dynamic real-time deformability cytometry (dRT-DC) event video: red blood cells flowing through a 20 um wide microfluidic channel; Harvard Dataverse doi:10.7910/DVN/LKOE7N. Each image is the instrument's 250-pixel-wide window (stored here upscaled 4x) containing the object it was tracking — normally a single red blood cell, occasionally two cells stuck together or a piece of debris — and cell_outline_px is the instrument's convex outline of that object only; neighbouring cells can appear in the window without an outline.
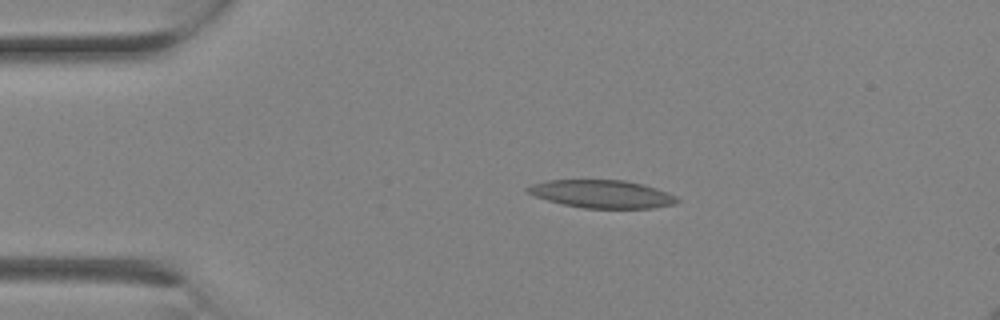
{"species": "Egyptian fruit bat (a non-hibernating species)", "species_latin": "Rousettus aegyptiacus", "temperature_condition": "room temperature", "stored_images_in_passage": 2, "camera_frame_rate_fps": 3000, "um_per_image_px": 0.085, "animal": {"sex": "female"}, "frame": {"image": 1, "passage_image": 1, "time_ms": 0.0, "image_size_px": [1000, 320], "cell_outline_px": [[680, 200], [676, 204], [652, 208], [584, 208], [564, 204], [548, 200], [536, 196], [528, 192], [524, 188], [532, 184], [548, 180], [624, 180], [644, 184], [668, 192], [676, 196]], "centroid_in_image_um": [51.21, 16.48], "position_along_channel_um": 33.8, "area_um2": 24.28}}